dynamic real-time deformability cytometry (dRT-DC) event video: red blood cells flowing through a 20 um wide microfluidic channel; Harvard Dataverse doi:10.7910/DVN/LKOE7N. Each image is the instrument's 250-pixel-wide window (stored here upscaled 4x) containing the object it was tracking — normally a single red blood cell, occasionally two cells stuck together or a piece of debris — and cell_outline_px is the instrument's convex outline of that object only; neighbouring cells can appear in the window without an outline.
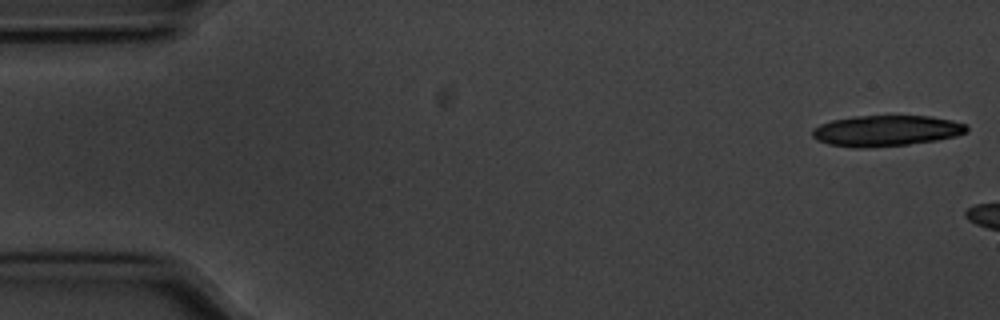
{"species": "common noctule bat (a hibernating species)", "species_latin": "Nyctalus noctula", "temperature_condition": "cold", "stored_images_in_passage": 5, "camera_frame_rate_fps": 3000, "um_per_image_px": 0.085, "animal": {"sex": "male", "body_mass_g": 20.1, "forearm_length_mm": 53.5}, "frame": {"image": 1, "passage_image": 1, "time_ms": 0.0, "image_size_px": [1000, 320], "cell_outline_px": [[968, 132], [956, 136], [936, 140], [908, 144], [868, 148], [852, 148], [828, 144], [816, 140], [812, 136], [812, 128], [820, 124], [832, 120], [856, 116], [932, 116], [952, 120], [964, 124], [968, 128]], "centroid_in_image_um": [75.3, 11.12], "position_along_channel_um": 9.7, "area_um2": 27.92}}